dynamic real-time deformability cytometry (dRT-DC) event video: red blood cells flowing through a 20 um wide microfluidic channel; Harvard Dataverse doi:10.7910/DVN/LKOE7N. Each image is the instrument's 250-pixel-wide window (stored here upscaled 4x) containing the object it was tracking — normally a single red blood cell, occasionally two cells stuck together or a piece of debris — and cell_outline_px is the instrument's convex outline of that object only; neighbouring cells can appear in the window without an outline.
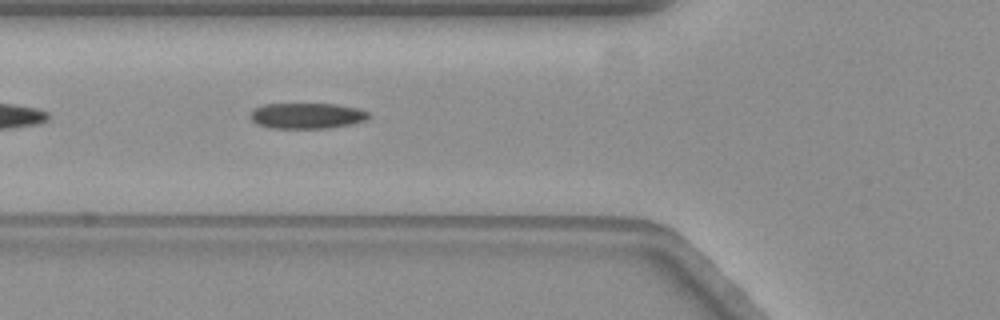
{"species": "common noctule bat (a hibernating species)", "species_latin": "Nyctalus noctula", "temperature_condition": "warm", "stored_images_in_passage": 39, "camera_frame_rate_fps": 3000, "um_per_image_px": 0.085, "animal": {"sex": "female", "body_mass_g": 19.3, "forearm_length_mm": 54.1}, "frame": {"image": 1, "passage_image": 6, "time_ms": 1.667, "image_size_px": [1000, 320], "cell_outline_px": [[372, 116], [368, 120], [352, 124], [332, 128], [268, 128], [256, 124], [248, 116], [256, 108], [264, 104], [336, 104], [356, 108], [368, 112]], "centroid_in_image_um": [26.11, 9.85], "position_along_channel_um": 99.7, "area_um2": 17.92}, "authors_computed_cell_mechanics": {"area_um2": 18.1492, "velocity_mm_per_s": 3.5261, "shape_relaxation_time_tau1_ms": 6.4371, "shape_relaxation_time_tau2_ms": 3.0012, "deformation_change_tau1": 0.1865, "deformation_change_tau2": 0.1046}}